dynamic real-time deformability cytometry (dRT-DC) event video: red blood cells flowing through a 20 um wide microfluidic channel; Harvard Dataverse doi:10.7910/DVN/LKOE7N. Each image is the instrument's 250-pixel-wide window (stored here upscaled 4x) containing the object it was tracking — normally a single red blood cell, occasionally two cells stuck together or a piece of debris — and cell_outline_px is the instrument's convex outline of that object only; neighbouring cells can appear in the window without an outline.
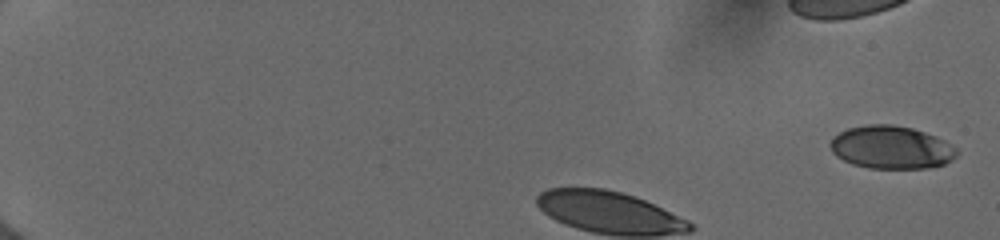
{"species": "human", "species_latin": "Homo sapiens", "temperature_condition": "cold", "stored_images_in_passage": 20, "camera_frame_rate_fps": 3000, "um_per_image_px": 0.085, "donor": {"sex": "female"}, "frame": {"image": 1, "passage_image": 1, "time_ms": 0.0, "image_size_px": [1000, 240], "cell_outline_px": [[956, 156], [952, 160], [944, 164], [928, 168], [868, 168], [852, 164], [836, 156], [832, 152], [828, 144], [832, 136], [848, 128], [868, 124], [892, 124], [912, 128], [936, 136], [944, 140], [956, 148]], "centroid_in_image_um": [75.72, 12.52], "position_along_channel_um": 9.3, "area_um2": 31.79}}
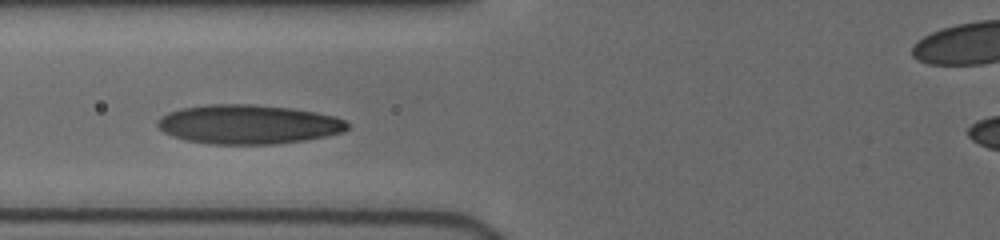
{"frame": {"image": 2, "passage_image": 12, "time_ms": 4.333, "image_size_px": [1000, 240], "cell_outline_px": [[348, 128], [344, 132], [304, 140], [276, 144], [208, 144], [184, 140], [172, 136], [164, 132], [156, 124], [156, 120], [160, 116], [168, 112], [180, 108], [212, 104], [256, 104], [292, 108], [316, 112], [336, 116], [344, 120], [348, 124]], "centroid_in_image_um": [21.08, 10.56], "position_along_channel_um": 104.7, "area_um2": 43.7}}
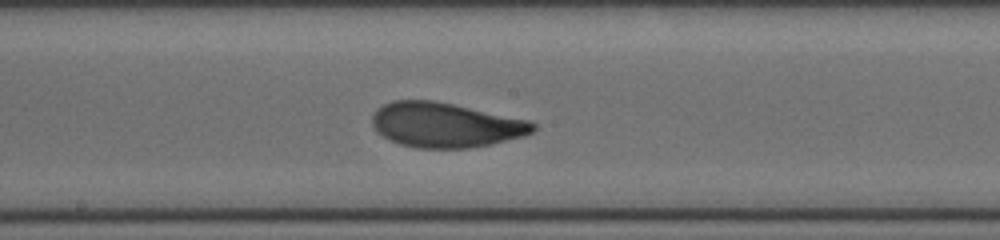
{"frame": {"image": 3, "passage_image": 20, "time_ms": 7.0, "image_size_px": [1000, 240], "cell_outline_px": [[536, 128], [532, 132], [524, 136], [492, 144], [472, 148], [416, 148], [400, 144], [384, 136], [372, 124], [372, 116], [376, 108], [392, 100], [432, 100], [452, 104], [528, 120], [536, 124]], "centroid_in_image_um": [37.87, 10.62], "position_along_channel_um": 210.3, "area_um2": 41.73}}